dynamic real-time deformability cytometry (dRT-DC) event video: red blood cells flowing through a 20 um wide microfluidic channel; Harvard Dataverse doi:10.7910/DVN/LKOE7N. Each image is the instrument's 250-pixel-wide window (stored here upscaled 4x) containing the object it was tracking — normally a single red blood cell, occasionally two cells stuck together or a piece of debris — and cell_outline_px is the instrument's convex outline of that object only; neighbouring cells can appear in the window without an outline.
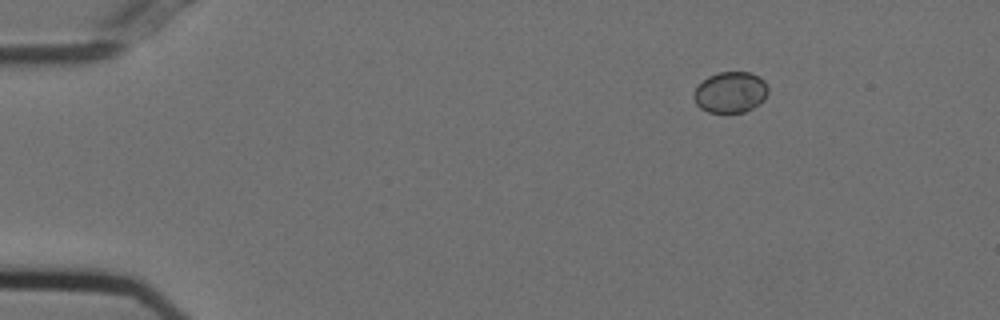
{"species": "Egyptian fruit bat (a non-hibernating species)", "species_latin": "Rousettus aegyptiacus", "temperature_condition": "cold", "stored_images_in_passage": 48, "camera_frame_rate_fps": 3000, "um_per_image_px": 0.085, "animal": {"sex": "female"}, "frame": {"image": 1, "passage_image": 1, "time_ms": 0.0, "image_size_px": [1000, 320], "cell_outline_px": [[768, 92], [764, 100], [760, 104], [744, 112], [708, 112], [700, 108], [696, 104], [692, 96], [696, 88], [708, 76], [720, 72], [748, 72], [760, 76], [764, 80], [768, 88]], "centroid_in_image_um": [62.1, 7.84], "position_along_channel_um": 22.9, "area_um2": 17.8}}
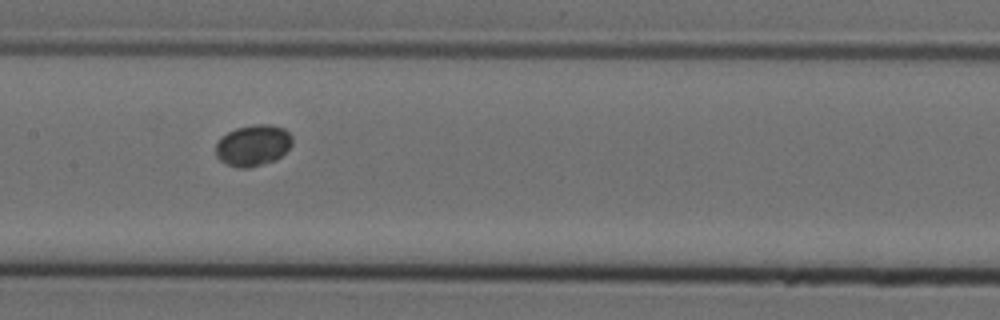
{"frame": {"image": 2, "passage_image": 21, "time_ms": 6.667, "image_size_px": [1000, 320], "cell_outline_px": [[292, 144], [276, 160], [248, 168], [240, 168], [228, 164], [220, 160], [216, 156], [216, 144], [220, 136], [236, 128], [252, 124], [272, 124], [284, 128], [292, 136]], "centroid_in_image_um": [21.5, 12.34], "position_along_channel_um": 185.9, "area_um2": 18.44}}
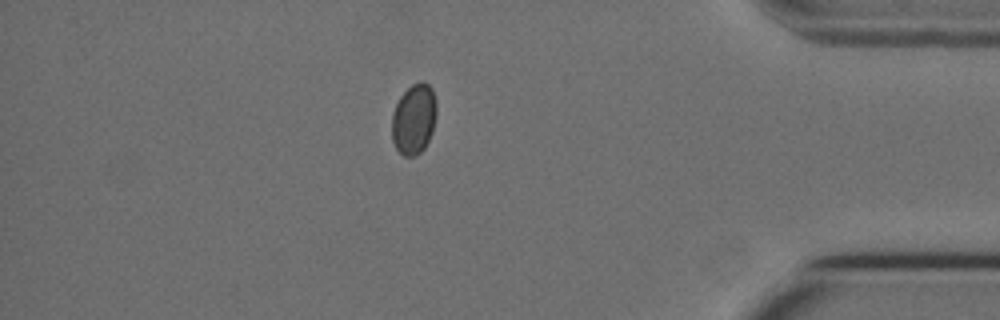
{"frame": {"image": 3, "passage_image": 41, "time_ms": 13.333, "image_size_px": [1000, 320], "cell_outline_px": [[436, 112], [432, 132], [424, 148], [416, 156], [404, 156], [396, 148], [392, 140], [392, 112], [400, 96], [412, 84], [420, 80], [428, 84], [432, 88], [436, 100]], "centroid_in_image_um": [35.17, 10.1], "position_along_channel_um": 400.0, "area_um2": 18.38}}